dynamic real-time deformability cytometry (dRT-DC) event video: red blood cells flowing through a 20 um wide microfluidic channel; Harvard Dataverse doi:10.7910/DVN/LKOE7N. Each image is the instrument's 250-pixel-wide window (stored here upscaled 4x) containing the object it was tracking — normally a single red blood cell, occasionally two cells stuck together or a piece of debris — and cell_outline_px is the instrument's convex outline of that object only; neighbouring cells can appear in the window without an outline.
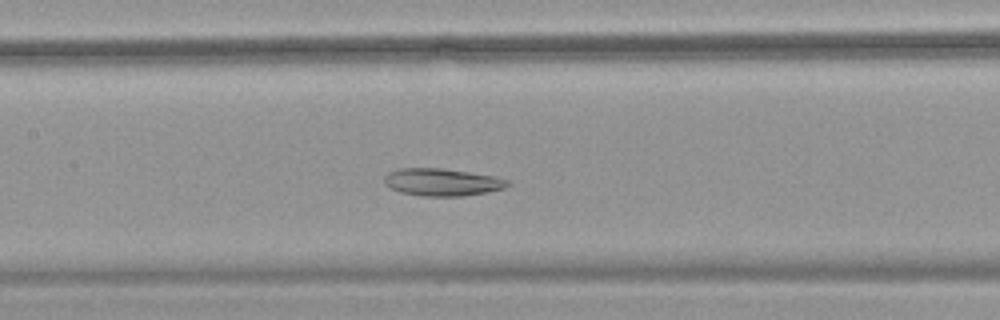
{"species": "common noctule bat (a hibernating species)", "species_latin": "Nyctalus noctula", "temperature_condition": "warm", "stored_images_in_passage": 52, "camera_frame_rate_fps": 3000, "um_per_image_px": 0.085, "animal": {"sex": "female", "body_mass_g": 18.4}, "frame": {"image": 1, "passage_image": 25, "time_ms": 8.0, "image_size_px": [1000, 320], "cell_outline_px": [[512, 184], [504, 188], [488, 192], [464, 196], [424, 196], [400, 192], [384, 184], [384, 176], [388, 172], [400, 168], [440, 168], [496, 176], [512, 180]], "centroid_in_image_um": [37.63, 15.48], "position_along_channel_um": 169.8, "area_um2": 19.88}}
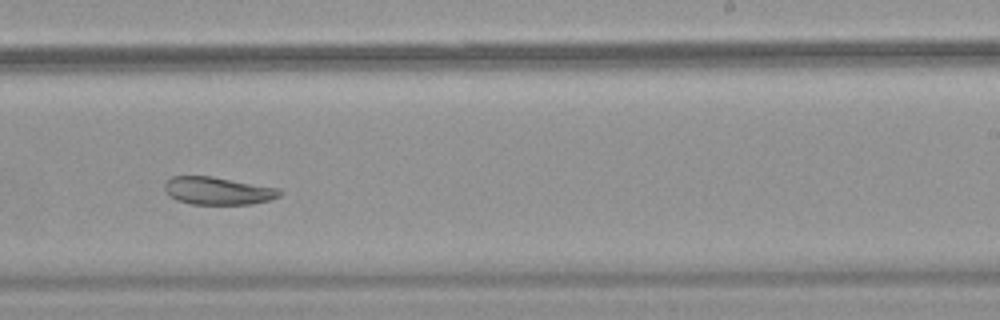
{"frame": {"image": 2, "passage_image": 33, "time_ms": 10.667, "image_size_px": [1000, 320], "cell_outline_px": [[284, 192], [280, 196], [268, 200], [252, 204], [192, 204], [176, 200], [168, 196], [164, 188], [164, 184], [172, 176], [212, 176], [280, 188]], "centroid_in_image_um": [18.53, 16.22], "position_along_channel_um": 270.5, "area_um2": 18.73}}
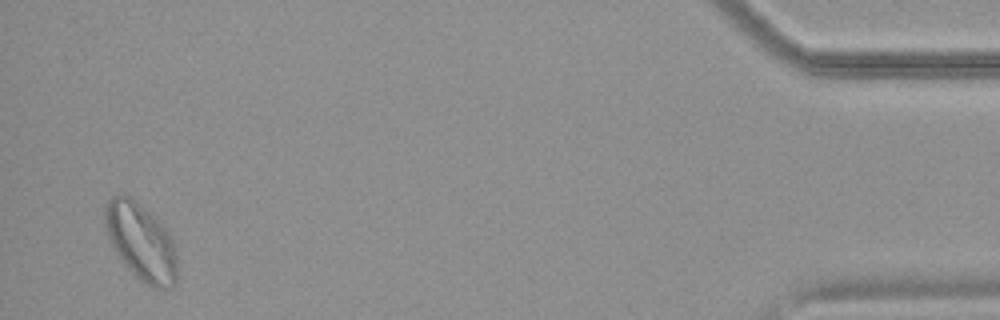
{"frame": {"image": 3, "passage_image": 51, "time_ms": 16.667, "image_size_px": [1000, 320], "cell_outline_px": [[176, 284], [172, 288], [156, 288], [144, 284], [124, 264], [108, 240], [104, 224], [104, 204], [112, 196], [124, 192], [136, 200], [168, 232], [172, 240], [176, 256]], "centroid_in_image_um": [11.94, 20.54], "position_along_channel_um": 423.3, "area_um2": 32.48}, "authors_computed_cell_mechanics": {"area_um2": 25.9522, "velocity_mm_per_s": 3.7969, "shape_relaxation_time_tau1_ms": null, "shape_relaxation_time_tau2_ms": 6.0732, "deformation_change_tau1": null, "deformation_change_tau2": 0.1224}}